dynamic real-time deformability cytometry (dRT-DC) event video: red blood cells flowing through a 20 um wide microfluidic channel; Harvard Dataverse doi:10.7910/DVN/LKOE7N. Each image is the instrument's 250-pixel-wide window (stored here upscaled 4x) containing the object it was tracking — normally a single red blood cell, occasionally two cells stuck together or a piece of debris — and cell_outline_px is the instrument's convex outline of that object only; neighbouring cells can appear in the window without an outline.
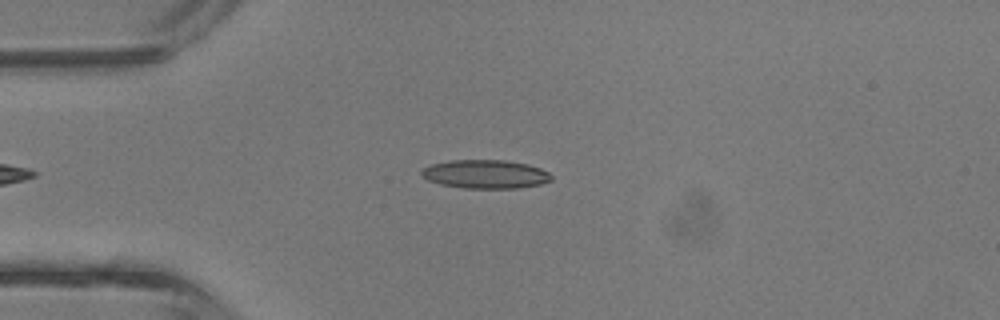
{"species": "common noctule bat (a hibernating species)", "species_latin": "Nyctalus noctula", "temperature_condition": "room temperature", "stored_images_in_passage": 30, "camera_frame_rate_fps": 3000, "um_per_image_px": 0.085, "animal": {"sex": "male", "body_mass_g": 13.3}, "frame": {"image": 1, "passage_image": 5, "time_ms": 1.333, "image_size_px": [1000, 320], "cell_outline_px": [[552, 180], [540, 184], [520, 188], [464, 188], [440, 184], [428, 180], [420, 172], [424, 168], [432, 164], [448, 160], [504, 160], [528, 164], [540, 168], [548, 172], [552, 176]], "centroid_in_image_um": [41.28, 14.8], "position_along_channel_um": 43.7, "area_um2": 21.62}}
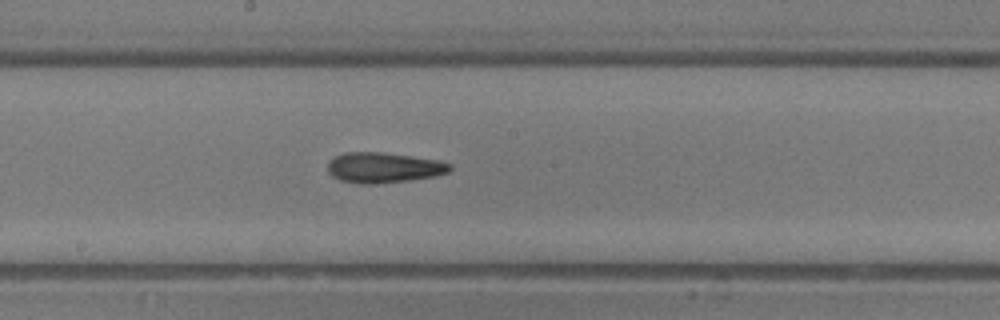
{"frame": {"image": 2, "passage_image": 17, "time_ms": 5.333, "image_size_px": [1000, 320], "cell_outline_px": [[452, 168], [448, 172], [436, 176], [412, 180], [372, 184], [360, 184], [340, 180], [332, 176], [328, 172], [328, 164], [336, 156], [344, 152], [380, 152], [440, 160], [452, 164]], "centroid_in_image_um": [32.64, 14.25], "position_along_channel_um": 215.6, "area_um2": 21.68}}
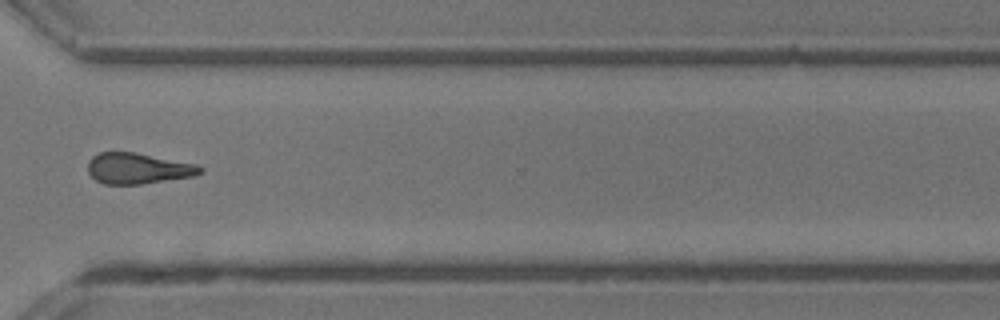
{"frame": {"image": 3, "passage_image": 26, "time_ms": 8.333, "image_size_px": [1000, 320], "cell_outline_px": [[204, 172], [196, 176], [140, 184], [104, 184], [96, 180], [88, 172], [88, 160], [92, 156], [100, 152], [136, 152], [200, 164], [204, 168]], "centroid_in_image_um": [11.79, 14.3], "position_along_channel_um": 358.8, "area_um2": 20.58}, "authors_computed_cell_mechanics": {"area_um2": 20.6057, "velocity_mm_per_s": 4.786, "shape_relaxation_time_tau1_ms": 9.9172, "shape_relaxation_time_tau2_ms": 1.8195, "deformation_change_tau1": 0.2232, "deformation_change_tau2": 0.1157}}